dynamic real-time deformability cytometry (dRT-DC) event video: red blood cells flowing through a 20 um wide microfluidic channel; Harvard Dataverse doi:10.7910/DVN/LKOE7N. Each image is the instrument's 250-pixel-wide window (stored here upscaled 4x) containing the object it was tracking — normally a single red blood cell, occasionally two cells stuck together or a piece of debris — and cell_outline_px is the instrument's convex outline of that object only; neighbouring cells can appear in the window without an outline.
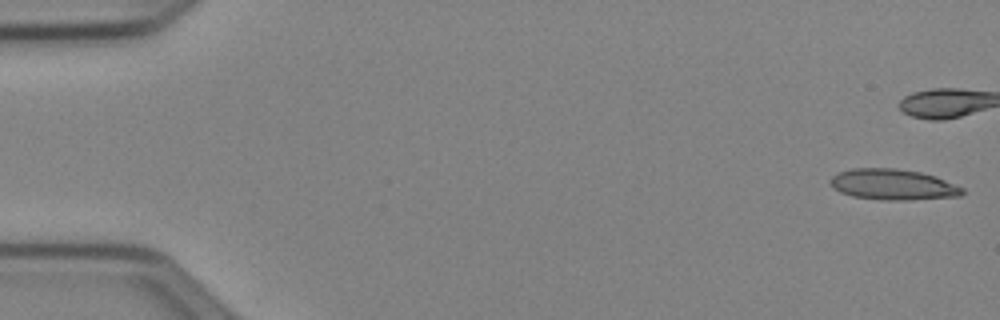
{"species": "Egyptian fruit bat (a non-hibernating species)", "species_latin": "Rousettus aegyptiacus", "temperature_condition": "cold", "stored_images_in_passage": 41, "camera_frame_rate_fps": 3000, "um_per_image_px": 0.085, "animal": {"sex": "female"}, "frame": {"image": 1, "passage_image": 1, "time_ms": 0.0, "image_size_px": [1000, 320], "cell_outline_px": [[964, 192], [960, 196], [908, 200], [888, 200], [852, 196], [840, 192], [832, 188], [828, 180], [832, 176], [840, 172], [852, 168], [896, 168], [920, 172], [936, 176], [964, 188]], "centroid_in_image_um": [75.89, 15.68], "position_along_channel_um": 9.1, "area_um2": 23.76}}